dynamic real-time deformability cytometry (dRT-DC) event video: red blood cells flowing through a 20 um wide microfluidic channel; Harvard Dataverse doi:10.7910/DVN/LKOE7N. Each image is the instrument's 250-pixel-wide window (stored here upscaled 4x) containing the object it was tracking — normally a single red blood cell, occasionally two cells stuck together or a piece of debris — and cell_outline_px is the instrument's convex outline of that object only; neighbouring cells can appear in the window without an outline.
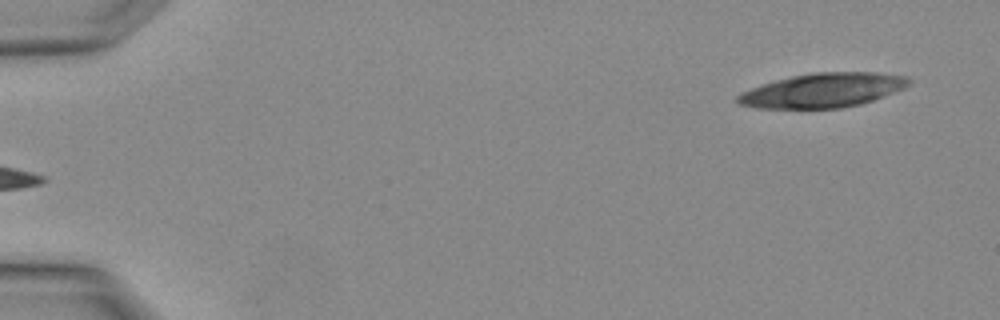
{"species": "Egyptian fruit bat (a non-hibernating species)", "species_latin": "Rousettus aegyptiacus", "temperature_condition": "warm", "stored_images_in_passage": 2, "camera_frame_rate_fps": 3000, "um_per_image_px": 0.085, "animal": {"sex": "female"}, "frame": {"image": 1, "passage_image": 2, "time_ms": 0.333, "image_size_px": [1000, 320], "cell_outline_px": [[912, 80], [904, 88], [872, 100], [860, 104], [840, 108], [756, 108], [740, 104], [736, 100], [736, 96], [740, 92], [772, 80], [812, 72], [876, 72], [908, 76]], "centroid_in_image_um": [69.91, 7.66], "position_along_channel_um": 15.1, "area_um2": 34.28}}